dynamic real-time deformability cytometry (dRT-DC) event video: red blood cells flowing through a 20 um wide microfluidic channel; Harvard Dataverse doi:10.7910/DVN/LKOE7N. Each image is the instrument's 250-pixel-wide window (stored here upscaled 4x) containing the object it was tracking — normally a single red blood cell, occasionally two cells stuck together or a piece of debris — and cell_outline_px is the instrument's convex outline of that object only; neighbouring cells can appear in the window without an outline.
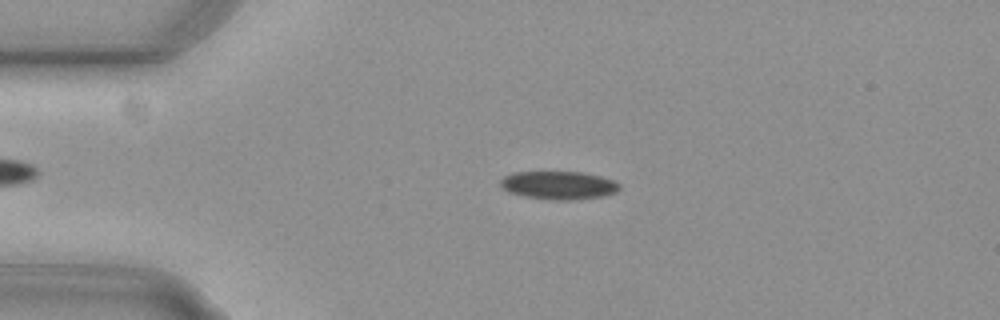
{"species": "common noctule bat (a hibernating species)", "species_latin": "Nyctalus noctula", "temperature_condition": "cold", "stored_images_in_passage": 45, "camera_frame_rate_fps": 3000, "um_per_image_px": 0.085, "animal": {"sex": "female", "body_mass_g": 29.2, "forearm_length_mm": 56.3}, "frame": {"image": 1, "passage_image": 8, "time_ms": 2.333, "image_size_px": [1000, 320], "cell_outline_px": [[620, 188], [616, 192], [600, 196], [568, 200], [548, 200], [524, 196], [508, 192], [500, 184], [500, 180], [504, 176], [512, 172], [584, 172], [600, 176], [612, 180], [620, 184]], "centroid_in_image_um": [47.46, 15.74], "position_along_channel_um": 37.5, "area_um2": 19.48}}
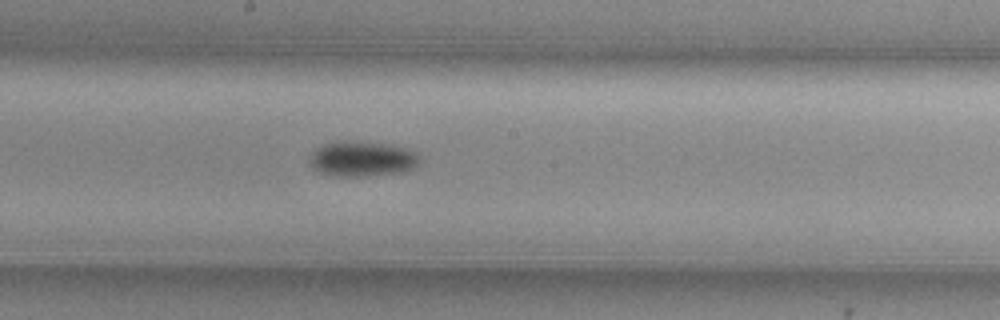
{"frame": {"image": 2, "passage_image": 25, "time_ms": 8.0, "image_size_px": [1000, 320], "cell_outline_px": [[420, 160], [412, 168], [404, 172], [368, 176], [332, 176], [320, 172], [312, 168], [308, 164], [308, 156], [316, 148], [332, 140], [348, 140], [384, 144], [404, 148], [416, 152]], "centroid_in_image_um": [30.69, 13.5], "position_along_channel_um": 217.5, "area_um2": 22.89}}
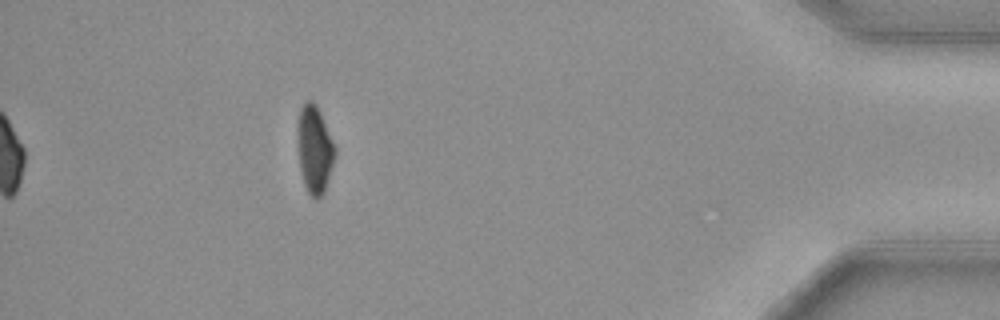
{"frame": {"image": 3, "passage_image": 45, "time_ms": 14.667, "image_size_px": [1000, 320], "cell_outline_px": [[336, 152], [324, 192], [316, 200], [308, 192], [304, 184], [300, 168], [296, 128], [300, 108], [308, 100], [312, 100], [316, 104], [320, 112], [336, 148]], "centroid_in_image_um": [26.72, 12.67], "position_along_channel_um": 408.5, "area_um2": 18.96}, "authors_computed_cell_mechanics": {"area_um2": 20.4034, "velocity_mm_per_s": 3.7573, "shape_relaxation_time_tau1_ms": 3.6435, "shape_relaxation_time_tau2_ms": null, "deformation_change_tau1": 0.1061, "deformation_change_tau2": null}}